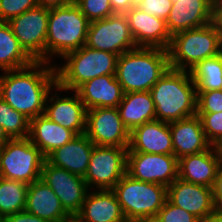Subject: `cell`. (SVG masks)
<instances>
[{"mask_svg":"<svg viewBox=\"0 0 222 222\" xmlns=\"http://www.w3.org/2000/svg\"><path fill=\"white\" fill-rule=\"evenodd\" d=\"M201 119L207 140L214 145L222 137V112L196 113Z\"/></svg>","mask_w":222,"mask_h":222,"instance_id":"d590c367","label":"cell"},{"mask_svg":"<svg viewBox=\"0 0 222 222\" xmlns=\"http://www.w3.org/2000/svg\"><path fill=\"white\" fill-rule=\"evenodd\" d=\"M167 199L199 220L216 214L212 188L177 178L167 187Z\"/></svg>","mask_w":222,"mask_h":222,"instance_id":"2e32d148","label":"cell"},{"mask_svg":"<svg viewBox=\"0 0 222 222\" xmlns=\"http://www.w3.org/2000/svg\"><path fill=\"white\" fill-rule=\"evenodd\" d=\"M0 222H4V217L0 214Z\"/></svg>","mask_w":222,"mask_h":222,"instance_id":"bcb514c9","label":"cell"},{"mask_svg":"<svg viewBox=\"0 0 222 222\" xmlns=\"http://www.w3.org/2000/svg\"><path fill=\"white\" fill-rule=\"evenodd\" d=\"M41 179L54 191L64 210L74 219L90 190L84 177L53 166L45 160Z\"/></svg>","mask_w":222,"mask_h":222,"instance_id":"7c38bea8","label":"cell"},{"mask_svg":"<svg viewBox=\"0 0 222 222\" xmlns=\"http://www.w3.org/2000/svg\"><path fill=\"white\" fill-rule=\"evenodd\" d=\"M94 144L87 135H77L71 141L54 150L46 160L53 166L66 169L72 174L84 177Z\"/></svg>","mask_w":222,"mask_h":222,"instance_id":"d4e9b609","label":"cell"},{"mask_svg":"<svg viewBox=\"0 0 222 222\" xmlns=\"http://www.w3.org/2000/svg\"><path fill=\"white\" fill-rule=\"evenodd\" d=\"M117 109L129 132L146 122L156 120L154 101L150 91L124 93Z\"/></svg>","mask_w":222,"mask_h":222,"instance_id":"4316f807","label":"cell"},{"mask_svg":"<svg viewBox=\"0 0 222 222\" xmlns=\"http://www.w3.org/2000/svg\"><path fill=\"white\" fill-rule=\"evenodd\" d=\"M150 93L156 120L171 123L196 115V85L189 71L169 68Z\"/></svg>","mask_w":222,"mask_h":222,"instance_id":"7a4b0ae2","label":"cell"},{"mask_svg":"<svg viewBox=\"0 0 222 222\" xmlns=\"http://www.w3.org/2000/svg\"><path fill=\"white\" fill-rule=\"evenodd\" d=\"M53 90L48 93L44 115L62 127L73 131L76 135L84 134L86 132L87 109L79 95L75 91L62 89L57 84ZM62 91L74 94L60 96L58 93H62Z\"/></svg>","mask_w":222,"mask_h":222,"instance_id":"9a60e30c","label":"cell"},{"mask_svg":"<svg viewBox=\"0 0 222 222\" xmlns=\"http://www.w3.org/2000/svg\"><path fill=\"white\" fill-rule=\"evenodd\" d=\"M212 146L217 155L222 159V137Z\"/></svg>","mask_w":222,"mask_h":222,"instance_id":"f6af8a7d","label":"cell"},{"mask_svg":"<svg viewBox=\"0 0 222 222\" xmlns=\"http://www.w3.org/2000/svg\"><path fill=\"white\" fill-rule=\"evenodd\" d=\"M45 160L28 137L10 139L0 147V176L29 185L41 178Z\"/></svg>","mask_w":222,"mask_h":222,"instance_id":"ba28073f","label":"cell"},{"mask_svg":"<svg viewBox=\"0 0 222 222\" xmlns=\"http://www.w3.org/2000/svg\"><path fill=\"white\" fill-rule=\"evenodd\" d=\"M169 65L190 71L199 62L222 52V41L213 22L203 27L183 30L171 36Z\"/></svg>","mask_w":222,"mask_h":222,"instance_id":"8992f818","label":"cell"},{"mask_svg":"<svg viewBox=\"0 0 222 222\" xmlns=\"http://www.w3.org/2000/svg\"><path fill=\"white\" fill-rule=\"evenodd\" d=\"M196 113L222 112V90L196 91Z\"/></svg>","mask_w":222,"mask_h":222,"instance_id":"d6a6232c","label":"cell"},{"mask_svg":"<svg viewBox=\"0 0 222 222\" xmlns=\"http://www.w3.org/2000/svg\"><path fill=\"white\" fill-rule=\"evenodd\" d=\"M172 0H135V7L157 18L166 19L172 8Z\"/></svg>","mask_w":222,"mask_h":222,"instance_id":"8d00e7d4","label":"cell"},{"mask_svg":"<svg viewBox=\"0 0 222 222\" xmlns=\"http://www.w3.org/2000/svg\"><path fill=\"white\" fill-rule=\"evenodd\" d=\"M140 222H156L155 220H146V221H140Z\"/></svg>","mask_w":222,"mask_h":222,"instance_id":"7dc6e473","label":"cell"},{"mask_svg":"<svg viewBox=\"0 0 222 222\" xmlns=\"http://www.w3.org/2000/svg\"><path fill=\"white\" fill-rule=\"evenodd\" d=\"M73 222H127L111 189H90Z\"/></svg>","mask_w":222,"mask_h":222,"instance_id":"ffe728a7","label":"cell"},{"mask_svg":"<svg viewBox=\"0 0 222 222\" xmlns=\"http://www.w3.org/2000/svg\"><path fill=\"white\" fill-rule=\"evenodd\" d=\"M172 2V8L166 19L167 30L171 36L213 22L214 0H172Z\"/></svg>","mask_w":222,"mask_h":222,"instance_id":"ac0fdd59","label":"cell"},{"mask_svg":"<svg viewBox=\"0 0 222 222\" xmlns=\"http://www.w3.org/2000/svg\"><path fill=\"white\" fill-rule=\"evenodd\" d=\"M174 156L179 159L212 147L198 115L169 123Z\"/></svg>","mask_w":222,"mask_h":222,"instance_id":"44dd1931","label":"cell"},{"mask_svg":"<svg viewBox=\"0 0 222 222\" xmlns=\"http://www.w3.org/2000/svg\"><path fill=\"white\" fill-rule=\"evenodd\" d=\"M222 159L212 146L206 151L178 159V178L212 188Z\"/></svg>","mask_w":222,"mask_h":222,"instance_id":"cb8c5ba5","label":"cell"},{"mask_svg":"<svg viewBox=\"0 0 222 222\" xmlns=\"http://www.w3.org/2000/svg\"><path fill=\"white\" fill-rule=\"evenodd\" d=\"M127 222L154 220L167 200V187L143 182L127 173L111 189Z\"/></svg>","mask_w":222,"mask_h":222,"instance_id":"52a82bcc","label":"cell"},{"mask_svg":"<svg viewBox=\"0 0 222 222\" xmlns=\"http://www.w3.org/2000/svg\"><path fill=\"white\" fill-rule=\"evenodd\" d=\"M49 12V8L37 6L7 22L20 45L35 61H45Z\"/></svg>","mask_w":222,"mask_h":222,"instance_id":"8fae6325","label":"cell"},{"mask_svg":"<svg viewBox=\"0 0 222 222\" xmlns=\"http://www.w3.org/2000/svg\"><path fill=\"white\" fill-rule=\"evenodd\" d=\"M76 136L73 131L55 123L44 114L30 120L28 138L45 158Z\"/></svg>","mask_w":222,"mask_h":222,"instance_id":"484cf974","label":"cell"},{"mask_svg":"<svg viewBox=\"0 0 222 222\" xmlns=\"http://www.w3.org/2000/svg\"><path fill=\"white\" fill-rule=\"evenodd\" d=\"M37 6V0H0V22H8Z\"/></svg>","mask_w":222,"mask_h":222,"instance_id":"836d02e7","label":"cell"},{"mask_svg":"<svg viewBox=\"0 0 222 222\" xmlns=\"http://www.w3.org/2000/svg\"><path fill=\"white\" fill-rule=\"evenodd\" d=\"M86 46L121 55L137 48L125 14L115 13L105 19L91 21Z\"/></svg>","mask_w":222,"mask_h":222,"instance_id":"30bf717a","label":"cell"},{"mask_svg":"<svg viewBox=\"0 0 222 222\" xmlns=\"http://www.w3.org/2000/svg\"><path fill=\"white\" fill-rule=\"evenodd\" d=\"M213 200L218 214H222V165L218 169L212 186Z\"/></svg>","mask_w":222,"mask_h":222,"instance_id":"74e56055","label":"cell"},{"mask_svg":"<svg viewBox=\"0 0 222 222\" xmlns=\"http://www.w3.org/2000/svg\"><path fill=\"white\" fill-rule=\"evenodd\" d=\"M24 210L49 222H73L58 196L41 178L29 184Z\"/></svg>","mask_w":222,"mask_h":222,"instance_id":"7402d4cb","label":"cell"},{"mask_svg":"<svg viewBox=\"0 0 222 222\" xmlns=\"http://www.w3.org/2000/svg\"><path fill=\"white\" fill-rule=\"evenodd\" d=\"M169 68L168 50L137 47L118 57L115 76L124 93L150 91Z\"/></svg>","mask_w":222,"mask_h":222,"instance_id":"3957f363","label":"cell"},{"mask_svg":"<svg viewBox=\"0 0 222 222\" xmlns=\"http://www.w3.org/2000/svg\"><path fill=\"white\" fill-rule=\"evenodd\" d=\"M198 222H222V214L216 213L210 217L203 218Z\"/></svg>","mask_w":222,"mask_h":222,"instance_id":"7bdbcfd3","label":"cell"},{"mask_svg":"<svg viewBox=\"0 0 222 222\" xmlns=\"http://www.w3.org/2000/svg\"><path fill=\"white\" fill-rule=\"evenodd\" d=\"M35 60L23 49L7 22H0V71H11Z\"/></svg>","mask_w":222,"mask_h":222,"instance_id":"83f0119b","label":"cell"},{"mask_svg":"<svg viewBox=\"0 0 222 222\" xmlns=\"http://www.w3.org/2000/svg\"><path fill=\"white\" fill-rule=\"evenodd\" d=\"M9 140L10 138L4 131L3 127L0 125V147L4 146Z\"/></svg>","mask_w":222,"mask_h":222,"instance_id":"ee69618b","label":"cell"},{"mask_svg":"<svg viewBox=\"0 0 222 222\" xmlns=\"http://www.w3.org/2000/svg\"><path fill=\"white\" fill-rule=\"evenodd\" d=\"M28 184L0 177V214L6 217L25 209Z\"/></svg>","mask_w":222,"mask_h":222,"instance_id":"f546056e","label":"cell"},{"mask_svg":"<svg viewBox=\"0 0 222 222\" xmlns=\"http://www.w3.org/2000/svg\"><path fill=\"white\" fill-rule=\"evenodd\" d=\"M73 1L74 0H37V4L38 6L52 9V8H57L60 6L67 5Z\"/></svg>","mask_w":222,"mask_h":222,"instance_id":"b9f144b4","label":"cell"},{"mask_svg":"<svg viewBox=\"0 0 222 222\" xmlns=\"http://www.w3.org/2000/svg\"><path fill=\"white\" fill-rule=\"evenodd\" d=\"M0 125L10 139L26 138L29 135L30 119L17 112L0 98Z\"/></svg>","mask_w":222,"mask_h":222,"instance_id":"4dcf8cb0","label":"cell"},{"mask_svg":"<svg viewBox=\"0 0 222 222\" xmlns=\"http://www.w3.org/2000/svg\"><path fill=\"white\" fill-rule=\"evenodd\" d=\"M75 92L86 109L117 108L124 92L115 75H104L86 81Z\"/></svg>","mask_w":222,"mask_h":222,"instance_id":"603a6c76","label":"cell"},{"mask_svg":"<svg viewBox=\"0 0 222 222\" xmlns=\"http://www.w3.org/2000/svg\"><path fill=\"white\" fill-rule=\"evenodd\" d=\"M127 152L174 155L169 123L154 120L134 128Z\"/></svg>","mask_w":222,"mask_h":222,"instance_id":"d6986e66","label":"cell"},{"mask_svg":"<svg viewBox=\"0 0 222 222\" xmlns=\"http://www.w3.org/2000/svg\"><path fill=\"white\" fill-rule=\"evenodd\" d=\"M90 21L73 1L50 9L45 44V62L53 64L56 57L78 50L87 41Z\"/></svg>","mask_w":222,"mask_h":222,"instance_id":"277c9868","label":"cell"},{"mask_svg":"<svg viewBox=\"0 0 222 222\" xmlns=\"http://www.w3.org/2000/svg\"><path fill=\"white\" fill-rule=\"evenodd\" d=\"M128 148L94 145L84 180L89 189H112L126 174Z\"/></svg>","mask_w":222,"mask_h":222,"instance_id":"9c48e42d","label":"cell"},{"mask_svg":"<svg viewBox=\"0 0 222 222\" xmlns=\"http://www.w3.org/2000/svg\"><path fill=\"white\" fill-rule=\"evenodd\" d=\"M114 13L125 14L135 6V0H110Z\"/></svg>","mask_w":222,"mask_h":222,"instance_id":"60d3db41","label":"cell"},{"mask_svg":"<svg viewBox=\"0 0 222 222\" xmlns=\"http://www.w3.org/2000/svg\"><path fill=\"white\" fill-rule=\"evenodd\" d=\"M156 222H198L199 219L168 199L154 219Z\"/></svg>","mask_w":222,"mask_h":222,"instance_id":"e575fe53","label":"cell"},{"mask_svg":"<svg viewBox=\"0 0 222 222\" xmlns=\"http://www.w3.org/2000/svg\"><path fill=\"white\" fill-rule=\"evenodd\" d=\"M85 134L94 145L129 147L130 132L117 108L88 109Z\"/></svg>","mask_w":222,"mask_h":222,"instance_id":"5bb4252c","label":"cell"},{"mask_svg":"<svg viewBox=\"0 0 222 222\" xmlns=\"http://www.w3.org/2000/svg\"><path fill=\"white\" fill-rule=\"evenodd\" d=\"M0 74V98L28 119L44 114L48 93L57 84L55 64L34 61Z\"/></svg>","mask_w":222,"mask_h":222,"instance_id":"6da1fadb","label":"cell"},{"mask_svg":"<svg viewBox=\"0 0 222 222\" xmlns=\"http://www.w3.org/2000/svg\"><path fill=\"white\" fill-rule=\"evenodd\" d=\"M213 23L216 26L222 41V0H214Z\"/></svg>","mask_w":222,"mask_h":222,"instance_id":"ab89813d","label":"cell"},{"mask_svg":"<svg viewBox=\"0 0 222 222\" xmlns=\"http://www.w3.org/2000/svg\"><path fill=\"white\" fill-rule=\"evenodd\" d=\"M119 55L92 49L86 45L66 54L61 65L55 64L57 85L75 91L86 81L104 75H115Z\"/></svg>","mask_w":222,"mask_h":222,"instance_id":"5b68a950","label":"cell"},{"mask_svg":"<svg viewBox=\"0 0 222 222\" xmlns=\"http://www.w3.org/2000/svg\"><path fill=\"white\" fill-rule=\"evenodd\" d=\"M4 222H49L38 216L32 215L29 212L23 210L21 212L8 215L4 217Z\"/></svg>","mask_w":222,"mask_h":222,"instance_id":"f35d334b","label":"cell"},{"mask_svg":"<svg viewBox=\"0 0 222 222\" xmlns=\"http://www.w3.org/2000/svg\"><path fill=\"white\" fill-rule=\"evenodd\" d=\"M126 173L136 180L168 187L178 178L174 155L127 152Z\"/></svg>","mask_w":222,"mask_h":222,"instance_id":"4fadbf2b","label":"cell"},{"mask_svg":"<svg viewBox=\"0 0 222 222\" xmlns=\"http://www.w3.org/2000/svg\"><path fill=\"white\" fill-rule=\"evenodd\" d=\"M131 34L137 47L161 48L167 50L171 34L166 21L132 7L125 13Z\"/></svg>","mask_w":222,"mask_h":222,"instance_id":"e0dca14e","label":"cell"},{"mask_svg":"<svg viewBox=\"0 0 222 222\" xmlns=\"http://www.w3.org/2000/svg\"><path fill=\"white\" fill-rule=\"evenodd\" d=\"M74 2L90 22L115 14L110 0H74Z\"/></svg>","mask_w":222,"mask_h":222,"instance_id":"1f68e13d","label":"cell"},{"mask_svg":"<svg viewBox=\"0 0 222 222\" xmlns=\"http://www.w3.org/2000/svg\"><path fill=\"white\" fill-rule=\"evenodd\" d=\"M189 72L196 91L222 90V52L199 62Z\"/></svg>","mask_w":222,"mask_h":222,"instance_id":"f1b7e54d","label":"cell"}]
</instances>
